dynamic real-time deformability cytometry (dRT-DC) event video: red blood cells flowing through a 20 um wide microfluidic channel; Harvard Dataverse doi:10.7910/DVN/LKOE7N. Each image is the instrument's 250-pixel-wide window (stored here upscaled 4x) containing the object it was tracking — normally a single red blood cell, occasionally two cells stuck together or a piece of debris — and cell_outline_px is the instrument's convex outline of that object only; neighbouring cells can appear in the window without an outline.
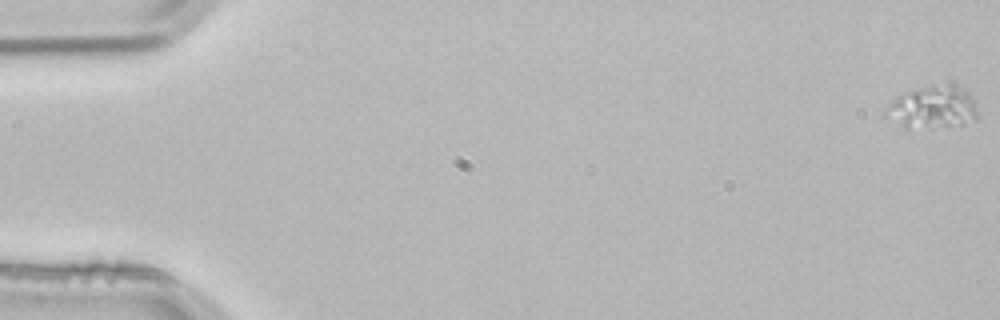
{"species": "common noctule bat (a hibernating species)", "species_latin": "Nyctalus noctula", "temperature_condition": "room temperature", "stored_images_in_passage": 4, "camera_frame_rate_fps": 3000, "um_per_image_px": 0.085, "animal": {"sex": "male", "body_mass_g": 21.5, "forearm_length_mm": 52.0}, "frame": {"image": 1, "passage_image": 1, "time_ms": 0.0, "image_size_px": [1000, 320], "cell_outline_px": [[976, 120], [952, 128], [904, 128], [884, 116], [884, 108], [896, 96], [944, 80], [968, 92], [976, 100]], "centroid_in_image_um": [79.28, 9.12], "position_along_channel_um": 5.7, "area_um2": 23.7}}
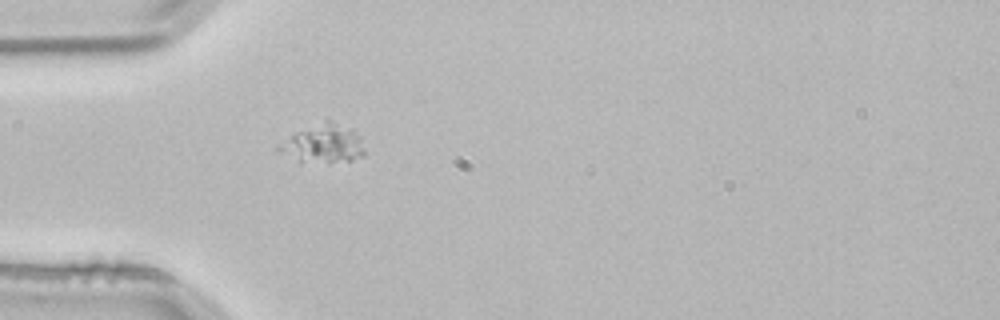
{"frame": {"image": 2, "passage_image": 4, "time_ms": 1.0, "image_size_px": [1000, 320], "cell_outline_px": [[364, 156], [352, 160], [328, 164], [300, 160], [276, 148], [296, 132], [324, 120], [328, 120], [352, 128], [360, 136], [364, 152]], "centroid_in_image_um": [27.58, 12.22], "position_along_channel_um": 57.4, "area_um2": 18.79}}